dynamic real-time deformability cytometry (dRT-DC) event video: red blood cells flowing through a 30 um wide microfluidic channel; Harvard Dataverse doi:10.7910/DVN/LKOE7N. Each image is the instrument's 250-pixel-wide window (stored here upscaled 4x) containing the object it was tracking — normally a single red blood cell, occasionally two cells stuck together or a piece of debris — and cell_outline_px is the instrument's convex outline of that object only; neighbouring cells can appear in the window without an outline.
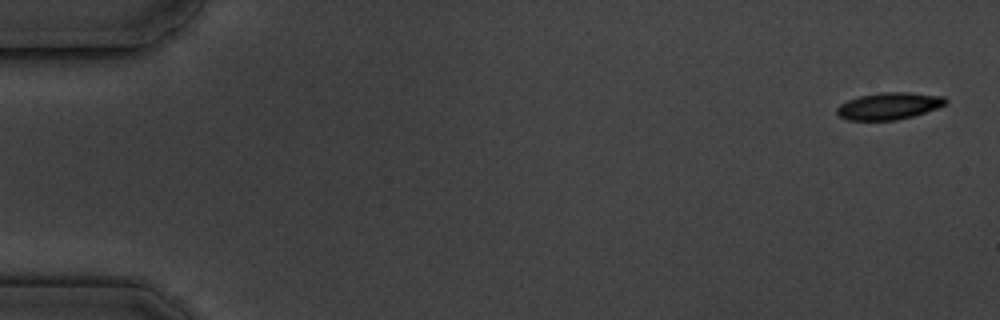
{"species": "common noctule bat (a hibernating species)", "species_latin": "Nyctalus noctula", "temperature_condition": "cold", "stored_images_in_passage": 7, "camera_frame_rate_fps": 3000, "um_per_image_px": 0.085, "animal": {"sex": "male", "body_mass_g": 19.5, "forearm_length_mm": 54.6}, "frame": {"image": 1, "passage_image": 1, "time_ms": 0.0, "image_size_px": [1000, 320], "cell_outline_px": [[948, 100], [944, 104], [936, 108], [912, 116], [896, 120], [848, 120], [840, 116], [836, 112], [836, 108], [840, 104], [848, 100], [860, 96], [884, 92], [908, 92], [944, 96]], "centroid_in_image_um": [75.55, 9.0], "position_along_channel_um": 9.5, "area_um2": 16.88}}
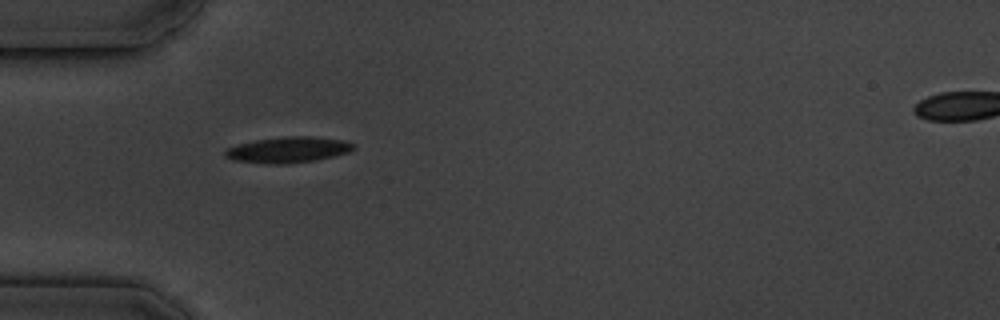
{"frame": {"image": 2, "passage_image": 5, "time_ms": 5.333, "image_size_px": [1000, 320], "cell_outline_px": [[356, 148], [348, 152], [336, 156], [316, 160], [288, 164], [268, 164], [236, 160], [224, 156], [224, 152], [228, 148], [240, 144], [256, 140], [288, 136], [312, 136], [344, 140], [356, 144]], "centroid_in_image_um": [24.57, 12.73], "position_along_channel_um": 60.4, "area_um2": 19.36}}